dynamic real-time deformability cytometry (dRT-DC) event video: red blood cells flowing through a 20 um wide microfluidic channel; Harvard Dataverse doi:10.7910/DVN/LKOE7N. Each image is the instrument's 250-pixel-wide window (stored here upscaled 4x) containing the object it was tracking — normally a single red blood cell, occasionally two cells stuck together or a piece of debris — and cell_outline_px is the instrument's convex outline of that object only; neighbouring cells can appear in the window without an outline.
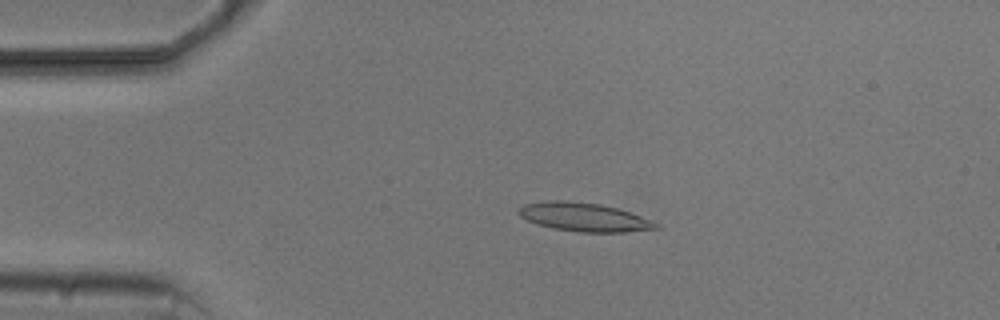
{"species": "common noctule bat (a hibernating species)", "species_latin": "Nyctalus noctula", "temperature_condition": "cold", "stored_images_in_passage": 3, "camera_frame_rate_fps": 3000, "um_per_image_px": 0.085, "animal": {"sex": "male", "body_mass_g": 20.5, "forearm_length_mm": 52.5}, "frame": {"image": 1, "passage_image": 2, "time_ms": 1.0, "image_size_px": [1000, 320], "cell_outline_px": [[660, 228], [624, 232], [580, 232], [552, 228], [536, 224], [520, 216], [516, 212], [524, 204], [548, 200], [564, 200], [600, 204], [616, 208], [652, 220], [660, 224]], "centroid_in_image_um": [49.63, 18.45], "position_along_channel_um": 35.4, "area_um2": 22.83}}